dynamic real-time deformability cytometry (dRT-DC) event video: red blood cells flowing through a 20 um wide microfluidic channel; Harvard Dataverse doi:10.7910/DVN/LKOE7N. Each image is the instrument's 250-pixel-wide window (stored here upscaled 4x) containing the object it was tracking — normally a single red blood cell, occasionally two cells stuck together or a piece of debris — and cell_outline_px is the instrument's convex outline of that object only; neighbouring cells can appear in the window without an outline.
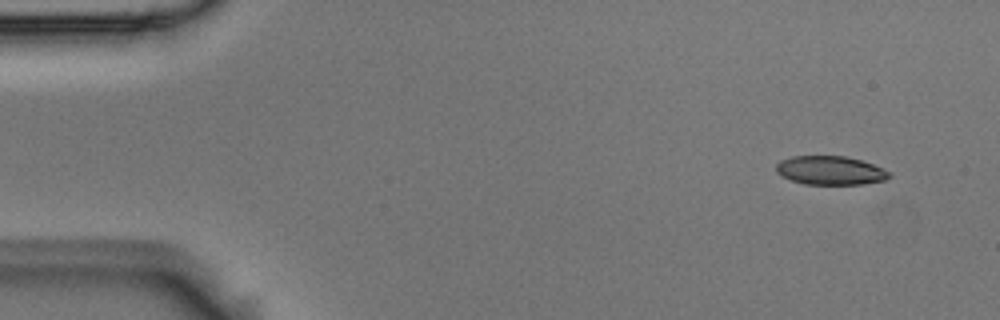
{"species": "Egyptian fruit bat (a non-hibernating species)", "species_latin": "Rousettus aegyptiacus", "temperature_condition": "room temperature", "stored_images_in_passage": 4, "camera_frame_rate_fps": 3000, "um_per_image_px": 0.085, "animal": {"sex": "male"}, "frame": {"image": 1, "passage_image": 4, "time_ms": 1.0, "image_size_px": [1000, 320], "cell_outline_px": [[892, 176], [884, 180], [864, 184], [804, 184], [792, 180], [776, 172], [776, 164], [780, 160], [792, 156], [844, 156], [860, 160], [872, 164], [892, 172]], "centroid_in_image_um": [70.59, 14.48], "position_along_channel_um": 14.4, "area_um2": 18.9}}